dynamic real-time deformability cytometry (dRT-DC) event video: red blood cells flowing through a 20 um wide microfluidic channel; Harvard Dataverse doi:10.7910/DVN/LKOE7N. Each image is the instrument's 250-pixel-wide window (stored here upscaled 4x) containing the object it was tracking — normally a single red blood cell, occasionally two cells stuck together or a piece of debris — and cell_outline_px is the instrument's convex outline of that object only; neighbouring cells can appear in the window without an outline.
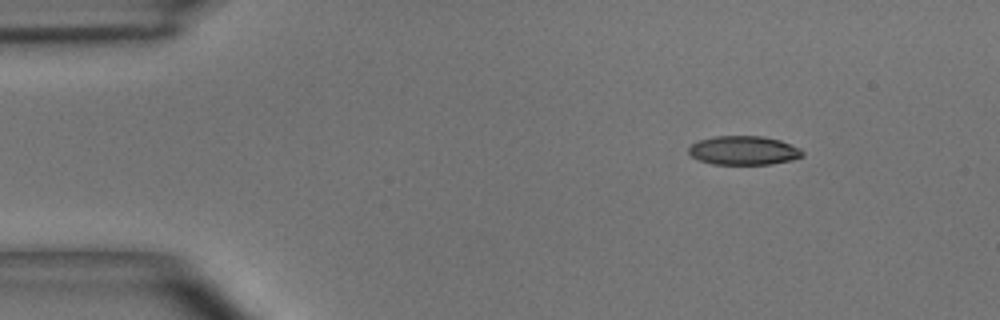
{"species": "common noctule bat (a hibernating species)", "species_latin": "Nyctalus noctula", "temperature_condition": "room temperature", "stored_images_in_passage": 4, "camera_frame_rate_fps": 3000, "um_per_image_px": 0.085, "animal": {"sex": "male", "body_mass_g": 15.6}, "frame": {"image": 1, "passage_image": 2, "time_ms": 0.333, "image_size_px": [1000, 320], "cell_outline_px": [[804, 156], [792, 160], [772, 164], [712, 164], [700, 160], [692, 156], [688, 152], [688, 148], [692, 144], [700, 140], [716, 136], [764, 136], [780, 140], [800, 148], [804, 152]], "centroid_in_image_um": [63.25, 12.79], "position_along_channel_um": 21.8, "area_um2": 19.19}}